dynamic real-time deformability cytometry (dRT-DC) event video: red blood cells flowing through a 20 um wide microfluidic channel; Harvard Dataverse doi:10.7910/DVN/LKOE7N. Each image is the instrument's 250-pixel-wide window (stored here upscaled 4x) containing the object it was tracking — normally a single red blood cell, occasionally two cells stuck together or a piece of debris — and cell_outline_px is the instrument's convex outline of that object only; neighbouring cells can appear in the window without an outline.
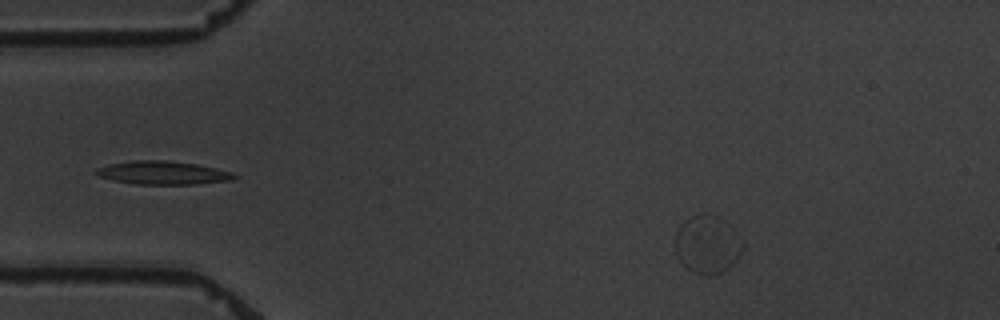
{"species": "common noctule bat (a hibernating species)", "species_latin": "Nyctalus noctula", "temperature_condition": "warm", "stored_images_in_passage": 3, "camera_frame_rate_fps": 3000, "um_per_image_px": 0.085, "animal": {"sex": "male", "body_mass_g": 19.5, "forearm_length_mm": 54.6}, "frame": {"image": 1, "passage_image": 1, "time_ms": 0.0, "image_size_px": [1000, 320], "cell_outline_px": [[744, 248], [736, 260], [728, 268], [720, 272], [692, 272], [676, 256], [676, 232], [680, 224], [692, 216], [720, 216], [736, 232], [744, 244]], "centroid_in_image_um": [60.14, 20.76], "position_along_channel_um": 24.9, "area_um2": 22.08}}